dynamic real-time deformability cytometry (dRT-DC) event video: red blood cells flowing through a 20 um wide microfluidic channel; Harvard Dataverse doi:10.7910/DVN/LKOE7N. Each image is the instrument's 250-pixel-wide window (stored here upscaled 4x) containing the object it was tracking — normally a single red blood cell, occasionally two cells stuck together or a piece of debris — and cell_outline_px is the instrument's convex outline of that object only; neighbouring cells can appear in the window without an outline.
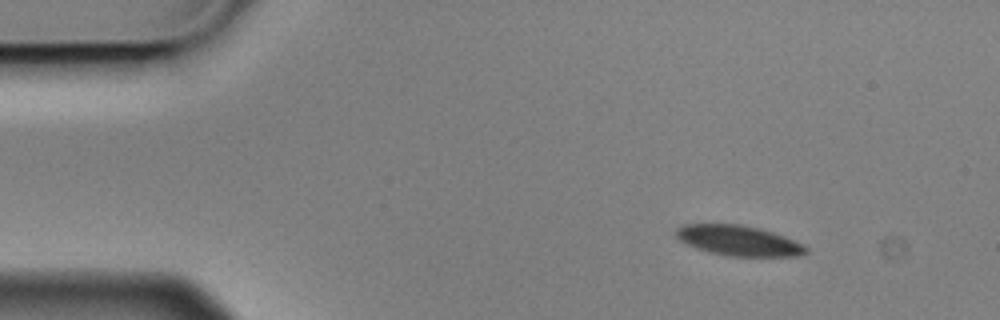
{"species": "Egyptian fruit bat (a non-hibernating species)", "species_latin": "Rousettus aegyptiacus", "temperature_condition": "cold", "stored_images_in_passage": 4, "camera_frame_rate_fps": 3000, "um_per_image_px": 0.085, "animal": {"sex": "male"}, "frame": {"image": 1, "passage_image": 1, "time_ms": 0.0, "image_size_px": [1000, 320], "cell_outline_px": [[808, 252], [800, 256], [728, 256], [696, 248], [680, 240], [676, 236], [676, 228], [684, 224], [740, 224], [760, 228], [784, 236], [804, 244], [808, 248]], "centroid_in_image_um": [62.82, 20.45], "position_along_channel_um": 22.2, "area_um2": 22.83}}
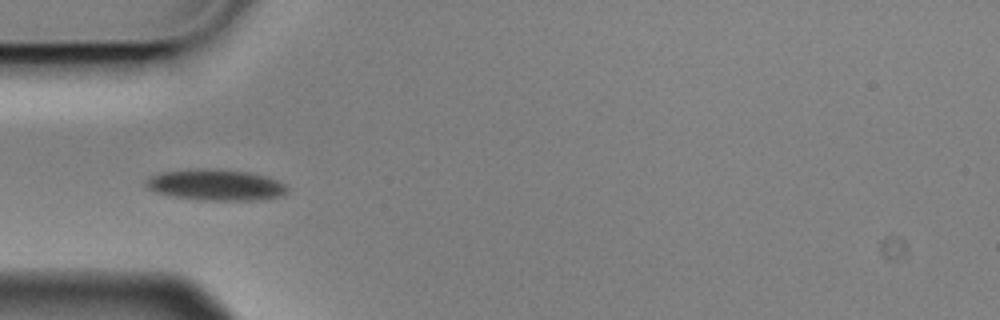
{"frame": {"image": 2, "passage_image": 4, "time_ms": 1.0, "image_size_px": [1000, 320], "cell_outline_px": [[288, 188], [284, 196], [256, 200], [212, 200], [168, 196], [152, 192], [144, 184], [144, 180], [160, 172], [196, 168], [200, 168], [248, 172], [276, 180], [284, 184]], "centroid_in_image_um": [18.27, 15.72], "position_along_channel_um": 66.7, "area_um2": 25.55}}